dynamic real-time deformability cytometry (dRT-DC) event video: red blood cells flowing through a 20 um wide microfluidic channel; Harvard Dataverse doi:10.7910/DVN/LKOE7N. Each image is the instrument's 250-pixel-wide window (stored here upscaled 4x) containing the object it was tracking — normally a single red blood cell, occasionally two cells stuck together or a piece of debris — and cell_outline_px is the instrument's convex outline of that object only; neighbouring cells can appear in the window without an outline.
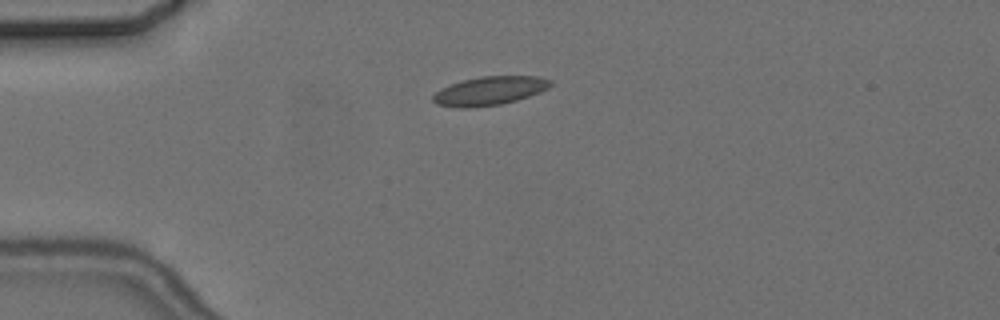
{"species": "common noctule bat (a hibernating species)", "species_latin": "Nyctalus noctula", "temperature_condition": "cold", "stored_images_in_passage": 6, "camera_frame_rate_fps": 3000, "um_per_image_px": 0.085, "animal": {"sex": "female", "body_mass_g": 24.6, "forearm_length_mm": 56.2}, "frame": {"image": 1, "passage_image": 1, "time_ms": 0.0, "image_size_px": [1000, 320], "cell_outline_px": [[552, 84], [548, 88], [540, 92], [516, 100], [500, 104], [472, 108], [456, 108], [436, 104], [432, 100], [432, 96], [440, 88], [464, 80], [480, 76], [540, 76], [552, 80]], "centroid_in_image_um": [41.61, 7.72], "position_along_channel_um": 43.4, "area_um2": 19.71}}
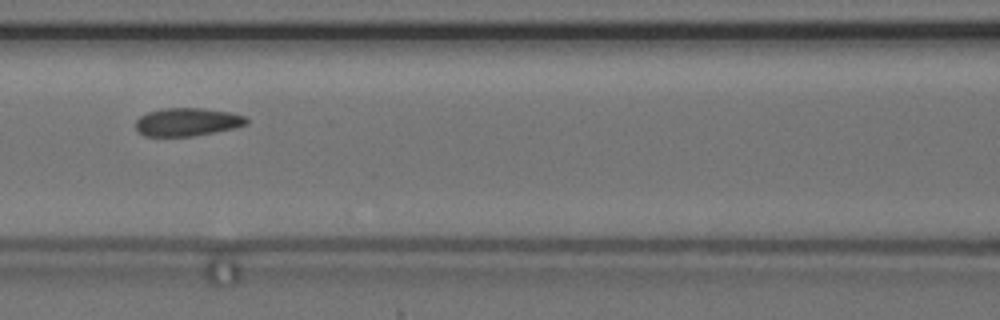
{"frame": {"image": 2, "passage_image": 4, "time_ms": 3.667, "image_size_px": [1000, 320], "cell_outline_px": [[248, 124], [232, 128], [192, 136], [144, 136], [136, 128], [136, 120], [140, 116], [148, 112], [164, 108], [200, 108], [232, 112], [244, 116], [248, 120]], "centroid_in_image_um": [15.91, 10.36], "position_along_channel_um": 150.7, "area_um2": 17.98}}